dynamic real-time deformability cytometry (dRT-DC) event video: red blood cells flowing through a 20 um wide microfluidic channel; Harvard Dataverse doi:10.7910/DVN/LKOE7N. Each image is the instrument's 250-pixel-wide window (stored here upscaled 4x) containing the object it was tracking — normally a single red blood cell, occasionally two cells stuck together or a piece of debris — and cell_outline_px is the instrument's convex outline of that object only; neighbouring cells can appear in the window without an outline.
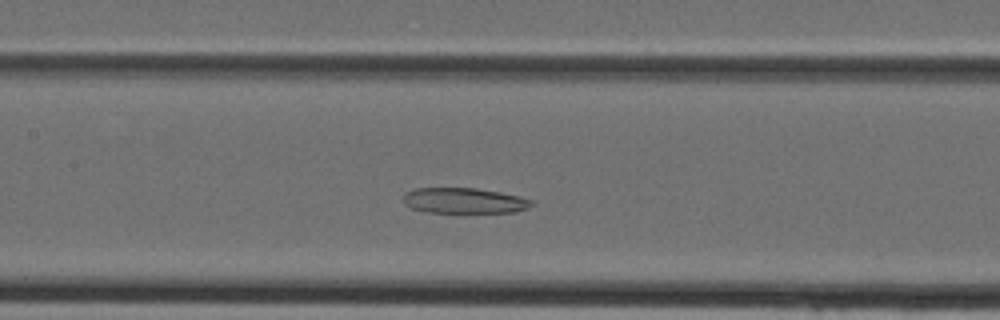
{"species": "Egyptian fruit bat (a non-hibernating species)", "species_latin": "Rousettus aegyptiacus", "temperature_condition": "cold", "stored_images_in_passage": 37, "camera_frame_rate_fps": 3000, "um_per_image_px": 0.085, "animal": {"sex": "female"}, "frame": {"image": 1, "passage_image": 15, "time_ms": 4.667, "image_size_px": [1000, 320], "cell_outline_px": [[536, 204], [528, 208], [516, 212], [428, 212], [412, 208], [404, 204], [404, 192], [416, 188], [476, 188], [500, 192], [520, 196], [532, 200]], "centroid_in_image_um": [39.49, 17.05], "position_along_channel_um": 167.9, "area_um2": 19.13}}
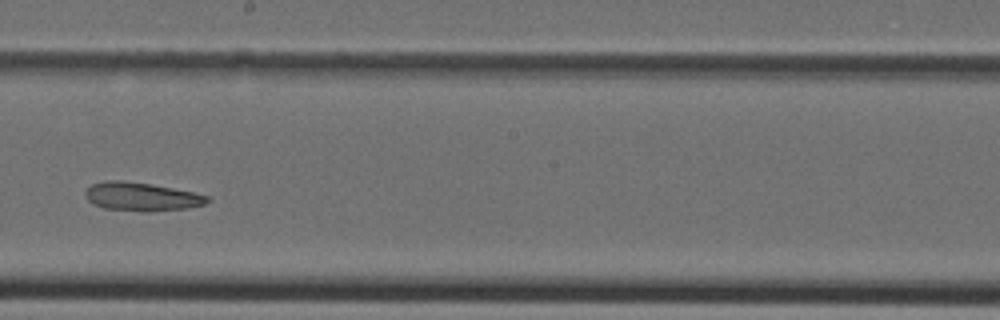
{"frame": {"image": 2, "passage_image": 19, "time_ms": 6.0, "image_size_px": [1000, 320], "cell_outline_px": [[208, 200], [204, 204], [184, 208], [144, 212], [104, 208], [92, 204], [84, 196], [84, 192], [92, 184], [108, 180], [120, 180], [152, 184], [192, 192], [208, 196]], "centroid_in_image_um": [11.96, 16.71], "position_along_channel_um": 236.2, "area_um2": 20.06}}
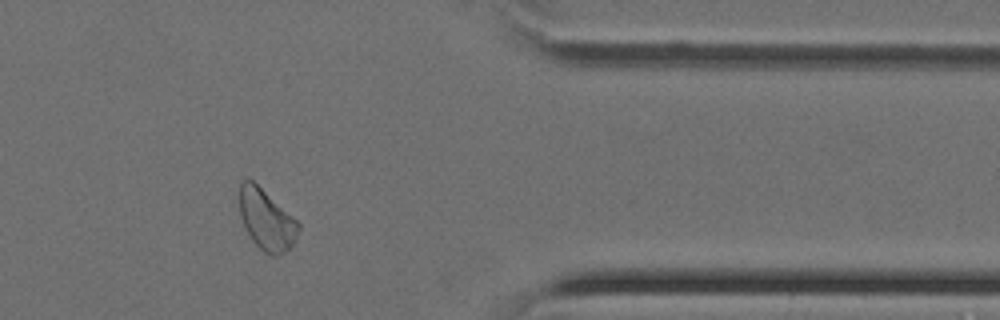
{"frame": {"image": 3, "passage_image": 29, "time_ms": 9.333, "image_size_px": [1000, 320], "cell_outline_px": [[300, 228], [296, 240], [284, 252], [276, 256], [272, 256], [264, 252], [252, 240], [240, 216], [240, 180], [252, 180], [296, 220], [300, 224]], "centroid_in_image_um": [22.65, 18.7], "position_along_channel_um": 388.7, "area_um2": 20.35}}